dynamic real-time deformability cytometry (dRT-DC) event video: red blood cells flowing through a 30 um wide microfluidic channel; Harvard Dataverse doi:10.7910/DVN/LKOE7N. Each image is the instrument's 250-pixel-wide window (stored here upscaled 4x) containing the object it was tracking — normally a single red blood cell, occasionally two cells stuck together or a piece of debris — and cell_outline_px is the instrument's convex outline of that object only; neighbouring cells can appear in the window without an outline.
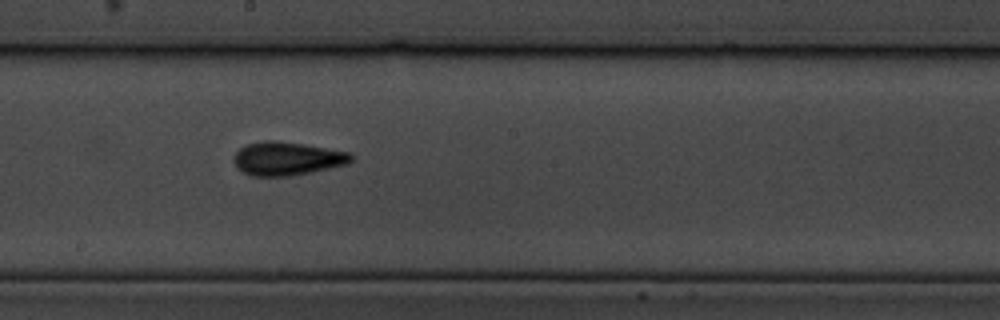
{"species": "common noctule bat (a hibernating species)", "species_latin": "Nyctalus noctula", "temperature_condition": "cold", "stored_images_in_passage": 10, "camera_frame_rate_fps": 3000, "um_per_image_px": 0.085, "animal": {"sex": "male", "body_mass_g": 19.5, "forearm_length_mm": 54.6}, "frame": {"image": 1, "passage_image": 10, "time_ms": 10.0, "image_size_px": [1000, 320], "cell_outline_px": [[352, 160], [348, 164], [312, 172], [288, 176], [252, 176], [236, 168], [232, 160], [236, 152], [240, 148], [248, 144], [264, 140], [276, 140], [304, 144], [348, 152], [352, 156]], "centroid_in_image_um": [24.37, 13.48], "position_along_channel_um": 223.8, "area_um2": 22.89}}